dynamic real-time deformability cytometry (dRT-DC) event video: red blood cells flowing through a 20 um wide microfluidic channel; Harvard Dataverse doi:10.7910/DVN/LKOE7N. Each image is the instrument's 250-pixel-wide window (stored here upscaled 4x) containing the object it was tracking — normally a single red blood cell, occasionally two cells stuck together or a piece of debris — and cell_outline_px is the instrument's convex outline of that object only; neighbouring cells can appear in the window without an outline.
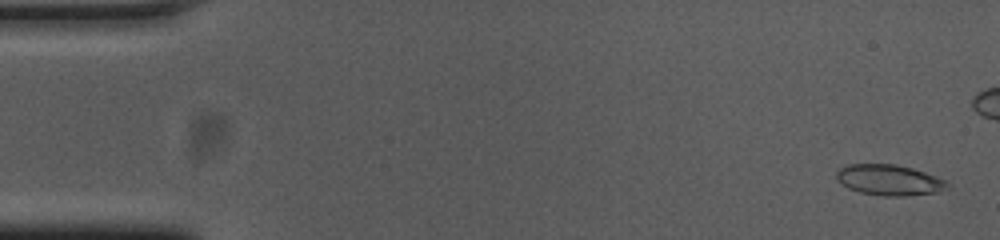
{"species": "common noctule bat (a hibernating species)", "species_latin": "Nyctalus noctula", "temperature_condition": "cold", "stored_images_in_passage": 55, "camera_frame_rate_fps": 3000, "um_per_image_px": 0.085, "animal": {"sex": "female", "body_mass_g": 23.0, "forearm_length_mm": 53.4}, "frame": {"image": 1, "passage_image": 2, "time_ms": 0.333, "image_size_px": [1000, 240], "cell_outline_px": [[948, 184], [944, 188], [936, 192], [904, 196], [884, 196], [860, 192], [848, 188], [836, 180], [836, 172], [840, 168], [848, 164], [896, 164], [912, 168], [936, 176], [944, 180]], "centroid_in_image_um": [75.52, 15.29], "position_along_channel_um": 9.5, "area_um2": 19.65}}
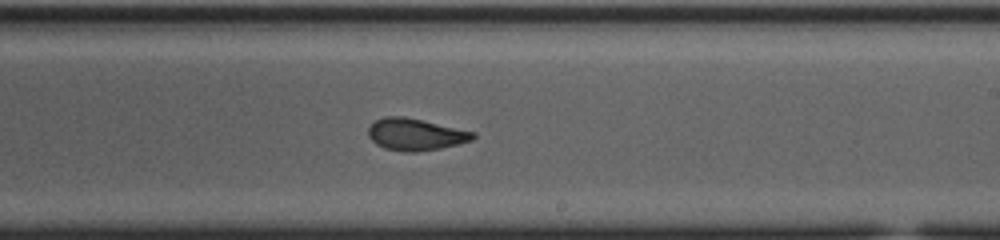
{"frame": {"image": 2, "passage_image": 32, "time_ms": 10.333, "image_size_px": [1000, 240], "cell_outline_px": [[476, 136], [472, 140], [440, 148], [416, 152], [404, 152], [384, 148], [376, 144], [368, 136], [368, 128], [376, 120], [384, 116], [404, 116], [476, 132]], "centroid_in_image_um": [35.3, 11.42], "position_along_channel_um": 253.7, "area_um2": 19.42}}
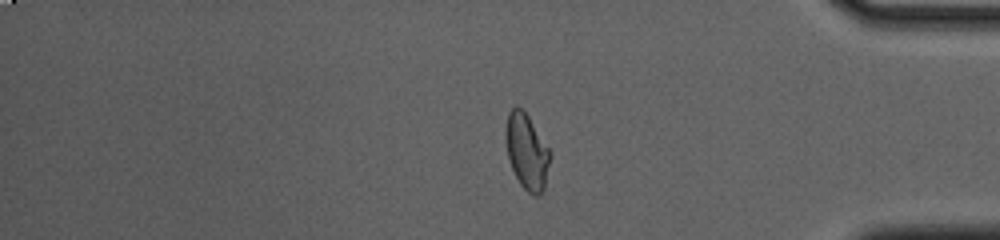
{"frame": {"image": 3, "passage_image": 45, "time_ms": 14.667, "image_size_px": [1000, 240], "cell_outline_px": [[552, 156], [544, 188], [540, 196], [532, 196], [520, 184], [512, 168], [508, 156], [504, 136], [504, 132], [508, 112], [516, 104], [528, 116], [552, 152]], "centroid_in_image_um": [44.79, 12.89], "position_along_channel_um": 390.4, "area_um2": 19.83}, "authors_computed_cell_mechanics": {"area_um2": 19.652, "velocity_mm_per_s": 3.7298, "shape_relaxation_time_tau1_ms": null, "shape_relaxation_time_tau2_ms": 1.3193, "deformation_change_tau1": null, "deformation_change_tau2": 0.0669}}